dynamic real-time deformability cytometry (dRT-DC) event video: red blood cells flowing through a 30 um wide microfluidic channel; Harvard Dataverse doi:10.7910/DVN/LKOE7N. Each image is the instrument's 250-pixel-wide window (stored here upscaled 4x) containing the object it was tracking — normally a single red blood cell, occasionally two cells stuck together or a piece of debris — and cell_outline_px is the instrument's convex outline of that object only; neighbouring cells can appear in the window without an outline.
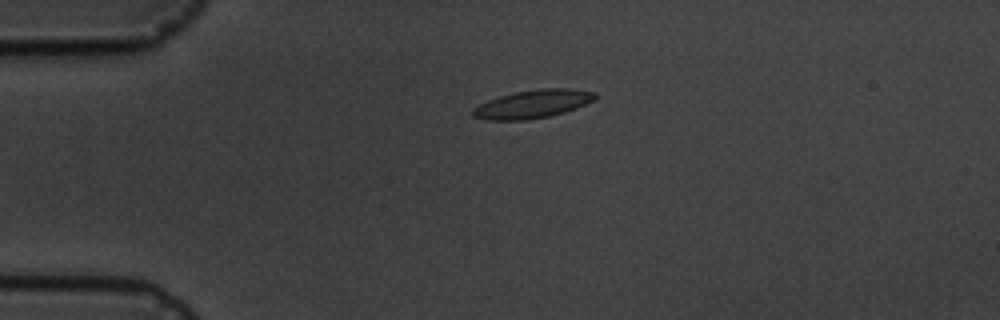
{"species": "common noctule bat (a hibernating species)", "species_latin": "Nyctalus noctula", "temperature_condition": "cold", "stored_images_in_passage": 3, "camera_frame_rate_fps": 3000, "um_per_image_px": 0.085, "animal": {"sex": "male", "body_mass_g": 19.5, "forearm_length_mm": 54.6}, "frame": {"image": 1, "passage_image": 1, "time_ms": 0.0, "image_size_px": [1000, 320], "cell_outline_px": [[596, 100], [576, 108], [564, 112], [548, 116], [528, 120], [488, 120], [472, 116], [472, 108], [488, 100], [500, 96], [516, 92], [540, 88], [568, 88], [596, 92]], "centroid_in_image_um": [45.3, 8.84], "position_along_channel_um": 39.7, "area_um2": 20.11}}